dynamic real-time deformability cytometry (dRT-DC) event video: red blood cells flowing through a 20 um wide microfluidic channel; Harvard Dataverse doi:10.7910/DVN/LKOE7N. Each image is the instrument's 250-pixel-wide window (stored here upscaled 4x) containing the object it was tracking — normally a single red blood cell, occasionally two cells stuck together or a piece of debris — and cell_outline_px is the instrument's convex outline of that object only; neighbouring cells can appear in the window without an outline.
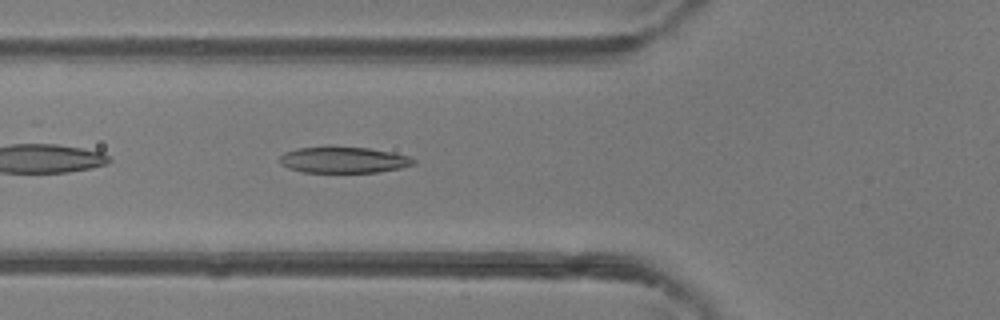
{"species": "common noctule bat (a hibernating species)", "species_latin": "Nyctalus noctula", "temperature_condition": "room temperature", "stored_images_in_passage": 21, "camera_frame_rate_fps": 3000, "um_per_image_px": 0.085, "animal": {"sex": "female"}, "frame": {"image": 1, "passage_image": 5, "time_ms": 1.333, "image_size_px": [1000, 320], "cell_outline_px": [[416, 164], [400, 168], [380, 172], [304, 172], [288, 168], [280, 164], [280, 156], [284, 152], [296, 148], [328, 144], [368, 148], [392, 152], [408, 156], [416, 160]], "centroid_in_image_um": [29.17, 13.55], "position_along_channel_um": 96.6, "area_um2": 21.1}}
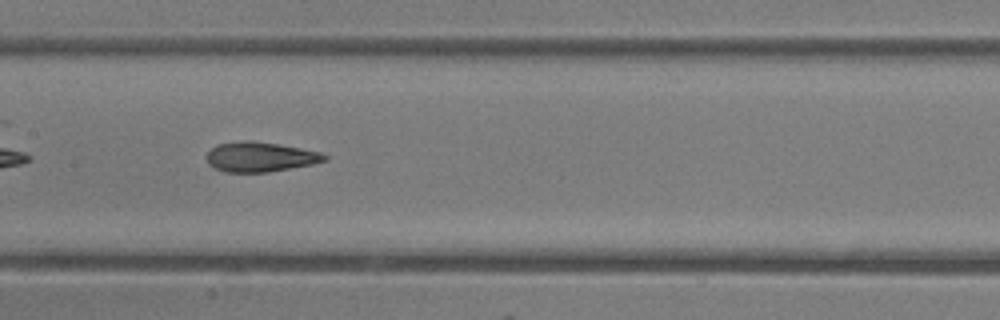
{"frame": {"image": 2, "passage_image": 11, "time_ms": 3.333, "image_size_px": [1000, 320], "cell_outline_px": [[328, 160], [312, 164], [268, 172], [224, 172], [208, 164], [208, 152], [216, 144], [240, 140], [252, 140], [300, 148], [320, 152], [328, 156]], "centroid_in_image_um": [22.11, 13.33], "position_along_channel_um": 185.3, "area_um2": 20.4}}
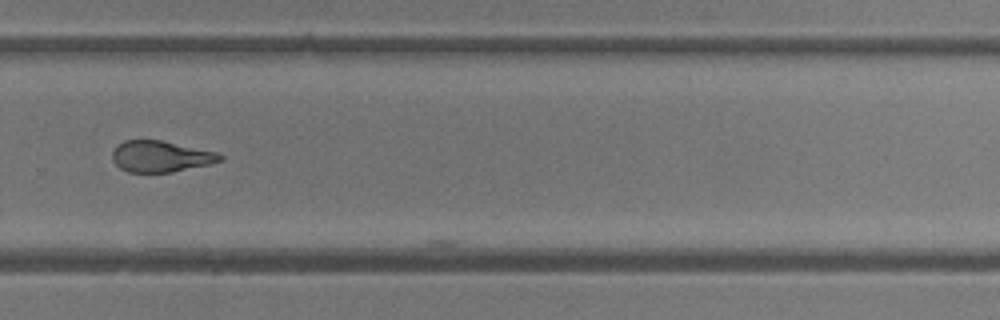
{"frame": {"image": 3, "passage_image": 20, "time_ms": 6.333, "image_size_px": [1000, 320], "cell_outline_px": [[224, 160], [208, 164], [172, 172], [128, 172], [120, 168], [112, 160], [112, 152], [124, 140], [160, 140], [216, 152], [224, 156]], "centroid_in_image_um": [13.66, 13.3], "position_along_channel_um": 316.1, "area_um2": 19.36}}